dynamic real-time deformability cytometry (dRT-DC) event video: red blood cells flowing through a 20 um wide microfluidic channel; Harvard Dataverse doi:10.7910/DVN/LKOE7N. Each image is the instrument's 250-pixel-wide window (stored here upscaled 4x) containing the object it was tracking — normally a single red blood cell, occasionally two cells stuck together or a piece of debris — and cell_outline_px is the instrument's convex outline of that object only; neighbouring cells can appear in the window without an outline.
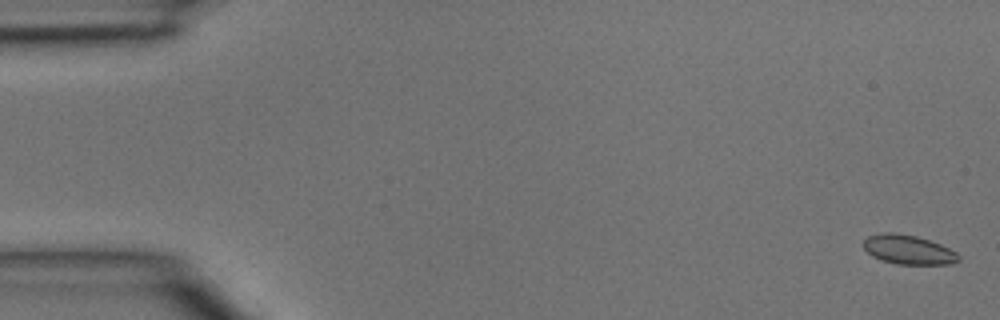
{"species": "common noctule bat (a hibernating species)", "species_latin": "Nyctalus noctula", "temperature_condition": "room temperature", "stored_images_in_passage": 4, "camera_frame_rate_fps": 3000, "um_per_image_px": 0.085, "animal": {"sex": "male", "body_mass_g": 15.6}, "frame": {"image": 1, "passage_image": 1, "time_ms": 0.0, "image_size_px": [1000, 320], "cell_outline_px": [[960, 260], [952, 264], [896, 264], [880, 260], [872, 256], [860, 244], [868, 236], [880, 232], [896, 232], [916, 236], [940, 244], [956, 252], [960, 256]], "centroid_in_image_um": [77.17, 21.21], "position_along_channel_um": 7.8, "area_um2": 16.42}}
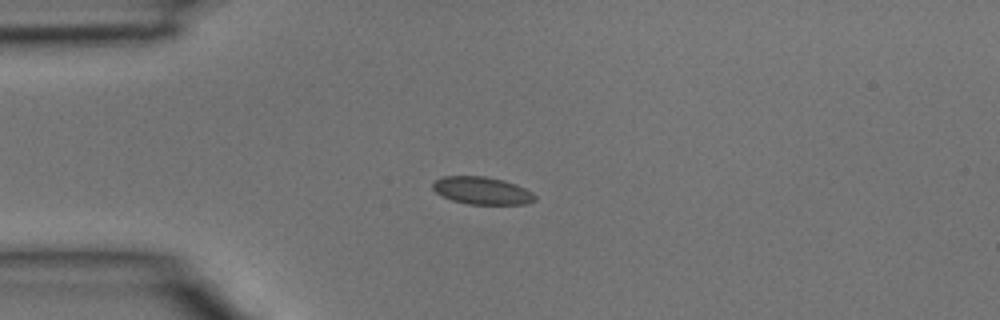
{"frame": {"image": 2, "passage_image": 4, "time_ms": 1.0, "image_size_px": [1000, 320], "cell_outline_px": [[536, 200], [528, 204], [468, 204], [452, 200], [436, 192], [432, 188], [432, 184], [436, 180], [444, 176], [484, 176], [504, 180], [516, 184], [532, 192], [536, 196]], "centroid_in_image_um": [41.0, 16.2], "position_along_channel_um": 44.0, "area_um2": 16.36}}